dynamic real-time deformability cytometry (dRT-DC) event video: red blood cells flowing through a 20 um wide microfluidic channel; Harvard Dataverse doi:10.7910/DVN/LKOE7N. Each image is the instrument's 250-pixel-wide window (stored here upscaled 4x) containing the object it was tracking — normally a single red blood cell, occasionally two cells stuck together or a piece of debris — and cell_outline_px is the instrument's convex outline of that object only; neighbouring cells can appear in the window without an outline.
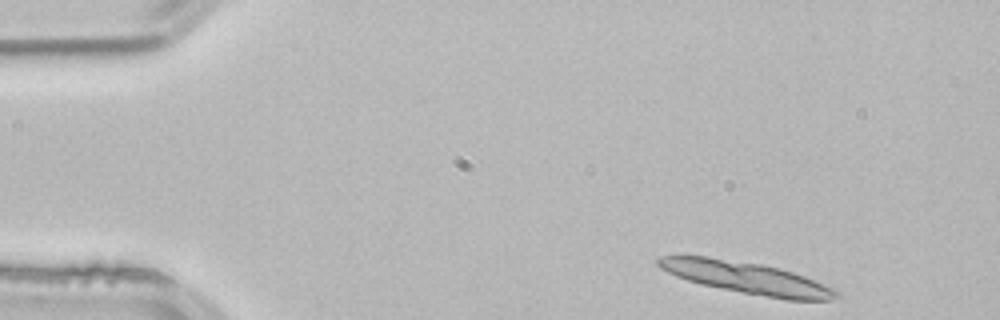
{"species": "common noctule bat (a hibernating species)", "species_latin": "Nyctalus noctula", "temperature_condition": "room temperature", "stored_images_in_passage": 3, "camera_frame_rate_fps": 3000, "um_per_image_px": 0.085, "animal": {"sex": "male", "body_mass_g": 21.5, "forearm_length_mm": 52.0}, "frame": {"image": 1, "passage_image": 1, "time_ms": 0.0, "image_size_px": [1000, 320], "cell_outline_px": [[840, 296], [828, 300], [788, 300], [700, 284], [676, 276], [660, 268], [656, 264], [656, 260], [660, 256], [708, 256], [760, 264], [780, 268], [804, 276], [836, 288], [840, 292]], "centroid_in_image_um": [63.49, 23.61], "position_along_channel_um": 21.5, "area_um2": 32.77}}
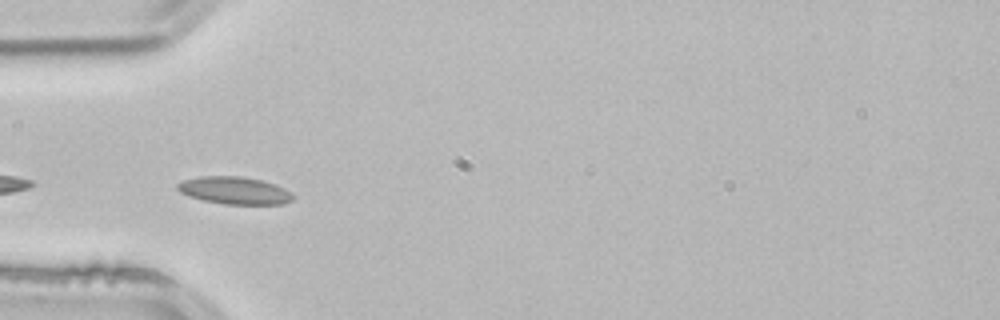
{"frame": {"image": 2, "passage_image": 3, "time_ms": 0.667, "image_size_px": [1000, 320], "cell_outline_px": [[296, 196], [292, 200], [284, 204], [224, 204], [204, 200], [188, 196], [180, 192], [176, 188], [176, 184], [184, 180], [200, 176], [240, 176], [260, 180], [284, 188]], "centroid_in_image_um": [19.92, 16.19], "position_along_channel_um": 65.1, "area_um2": 18.38}}